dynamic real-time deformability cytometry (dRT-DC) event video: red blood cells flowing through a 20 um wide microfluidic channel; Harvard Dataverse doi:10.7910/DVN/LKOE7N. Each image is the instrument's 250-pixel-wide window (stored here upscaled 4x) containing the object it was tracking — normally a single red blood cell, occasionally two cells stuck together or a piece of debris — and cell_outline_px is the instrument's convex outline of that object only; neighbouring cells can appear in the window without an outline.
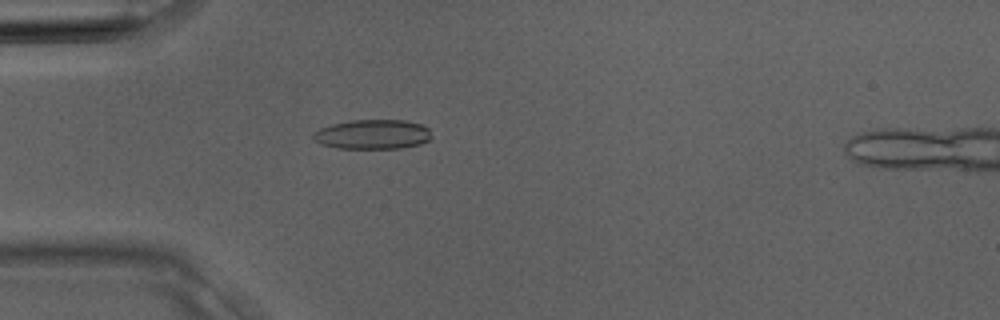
{"species": "Egyptian fruit bat (a non-hibernating species)", "species_latin": "Rousettus aegyptiacus", "temperature_condition": "room temperature", "stored_images_in_passage": 3, "camera_frame_rate_fps": 3000, "um_per_image_px": 0.085, "animal": {"sex": "male"}, "frame": {"image": 1, "passage_image": 3, "time_ms": 0.667, "image_size_px": [1000, 320], "cell_outline_px": [[432, 136], [428, 140], [420, 144], [400, 148], [336, 148], [320, 144], [312, 140], [312, 132], [320, 128], [332, 124], [348, 120], [408, 120], [420, 124], [428, 128]], "centroid_in_image_um": [31.63, 11.41], "position_along_channel_um": 53.4, "area_um2": 20.58}}